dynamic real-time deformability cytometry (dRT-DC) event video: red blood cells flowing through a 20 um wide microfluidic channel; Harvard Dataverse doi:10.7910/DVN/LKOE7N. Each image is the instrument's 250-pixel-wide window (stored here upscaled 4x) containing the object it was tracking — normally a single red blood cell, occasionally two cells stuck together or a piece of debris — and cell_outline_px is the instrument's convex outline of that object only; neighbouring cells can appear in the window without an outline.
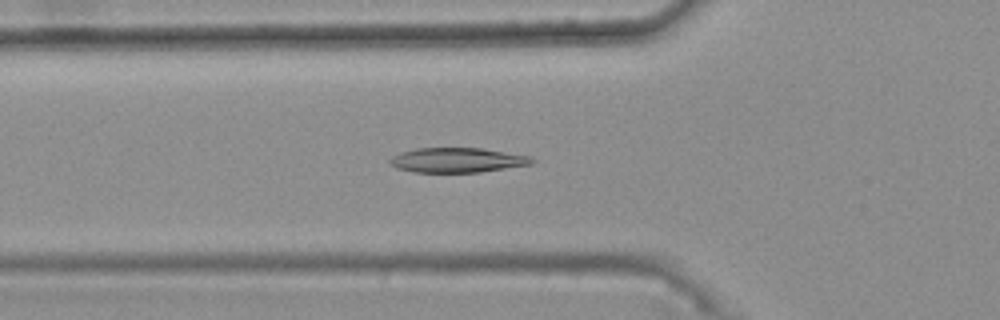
{"species": "common noctule bat (a hibernating species)", "species_latin": "Nyctalus noctula", "temperature_condition": "warm", "stored_images_in_passage": 31, "camera_frame_rate_fps": 3000, "um_per_image_px": 0.085, "animal": {"sex": "female", "body_mass_g": 25.1}, "frame": {"image": 1, "passage_image": 3, "time_ms": 0.667, "image_size_px": [1000, 320], "cell_outline_px": [[536, 160], [532, 164], [480, 172], [412, 172], [396, 168], [388, 164], [388, 160], [392, 156], [400, 152], [416, 148], [480, 148], [532, 156]], "centroid_in_image_um": [38.84, 13.61], "position_along_channel_um": 87.0, "area_um2": 20.63}}
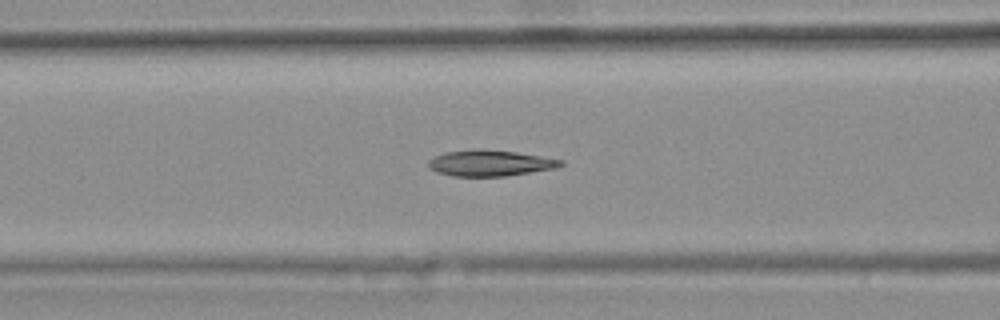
{"frame": {"image": 2, "passage_image": 6, "time_ms": 1.667, "image_size_px": [1000, 320], "cell_outline_px": [[564, 164], [556, 168], [504, 176], [452, 176], [436, 172], [428, 168], [428, 160], [444, 152], [476, 148], [480, 148], [516, 152], [564, 160]], "centroid_in_image_um": [41.62, 13.85], "position_along_channel_um": 125.0, "area_um2": 20.17}}
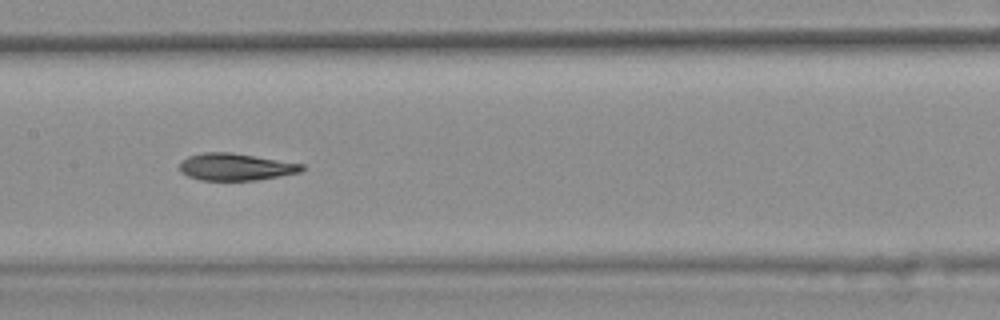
{"frame": {"image": 3, "passage_image": 11, "time_ms": 3.333, "image_size_px": [1000, 320], "cell_outline_px": [[304, 168], [300, 172], [280, 176], [256, 180], [200, 180], [188, 176], [180, 172], [180, 160], [188, 156], [204, 152], [232, 152], [304, 164]], "centroid_in_image_um": [20.01, 14.18], "position_along_channel_um": 187.4, "area_um2": 19.36}, "authors_computed_cell_mechanics": {"area_um2": 19.8832, "velocity_mm_per_s": 3.753, "shape_relaxation_time_tau1_ms": null, "shape_relaxation_time_tau2_ms": 2.8556, "deformation_change_tau1": null, "deformation_change_tau2": 0.0843}}